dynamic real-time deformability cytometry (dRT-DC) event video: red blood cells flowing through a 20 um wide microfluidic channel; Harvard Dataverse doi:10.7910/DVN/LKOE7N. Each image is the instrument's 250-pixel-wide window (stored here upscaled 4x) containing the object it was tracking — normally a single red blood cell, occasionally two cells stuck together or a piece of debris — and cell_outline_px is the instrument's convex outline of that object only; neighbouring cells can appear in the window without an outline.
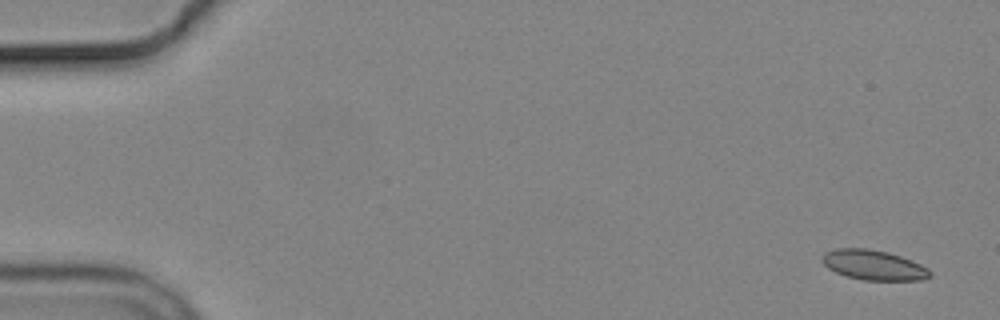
{"species": "common noctule bat (a hibernating species)", "species_latin": "Nyctalus noctula", "temperature_condition": "cold", "stored_images_in_passage": 9, "camera_frame_rate_fps": 3000, "um_per_image_px": 0.085, "animal": {"sex": "male", "body_mass_g": 19.2, "forearm_length_mm": 51.8}, "frame": {"image": 1, "passage_image": 1, "time_ms": 0.0, "image_size_px": [1000, 320], "cell_outline_px": [[932, 276], [920, 280], [864, 280], [848, 276], [836, 272], [828, 268], [820, 260], [820, 256], [824, 252], [836, 248], [868, 248], [888, 252], [912, 260], [928, 268], [932, 272]], "centroid_in_image_um": [74.24, 22.51], "position_along_channel_um": 10.8, "area_um2": 18.96}}
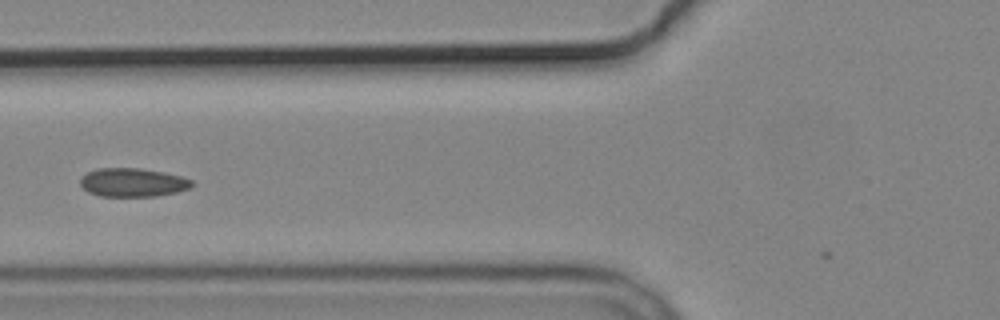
{"frame": {"image": 2, "passage_image": 6, "time_ms": 6.667, "image_size_px": [1000, 320], "cell_outline_px": [[196, 184], [192, 188], [176, 192], [156, 196], [100, 196], [88, 192], [80, 184], [80, 180], [88, 172], [96, 168], [140, 168], [164, 172], [180, 176], [192, 180]], "centroid_in_image_um": [11.33, 15.51], "position_along_channel_um": 114.5, "area_um2": 18.67}}
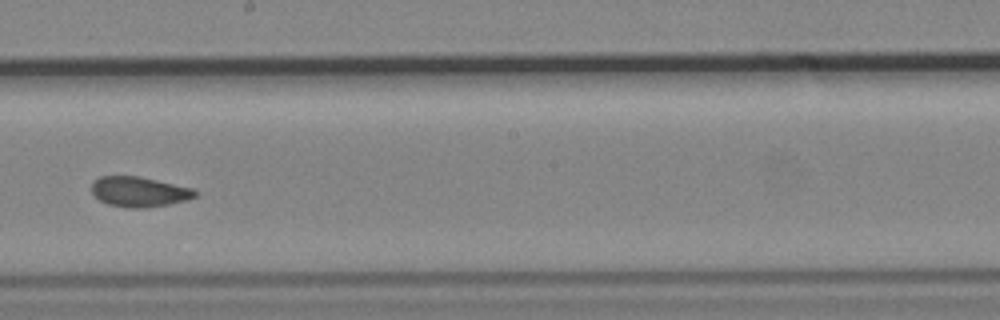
{"frame": {"image": 3, "passage_image": 9, "time_ms": 10.0, "image_size_px": [1000, 320], "cell_outline_px": [[196, 196], [188, 200], [168, 204], [144, 208], [128, 208], [108, 204], [100, 200], [92, 192], [92, 180], [100, 176], [140, 176], [196, 188]], "centroid_in_image_um": [11.86, 16.29], "position_along_channel_um": 236.3, "area_um2": 18.38}}